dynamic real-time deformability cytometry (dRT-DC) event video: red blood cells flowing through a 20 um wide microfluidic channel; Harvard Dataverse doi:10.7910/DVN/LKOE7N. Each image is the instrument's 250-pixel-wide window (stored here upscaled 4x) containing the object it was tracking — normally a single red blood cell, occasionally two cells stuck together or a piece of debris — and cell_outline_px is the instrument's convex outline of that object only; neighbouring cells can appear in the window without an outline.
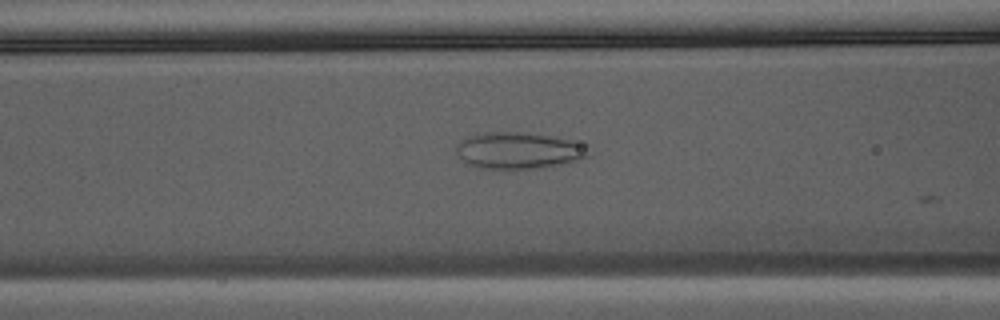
{"species": "Egyptian fruit bat (a non-hibernating species)", "species_latin": "Rousettus aegyptiacus", "temperature_condition": "warm", "stored_images_in_passage": 7, "camera_frame_rate_fps": 3000, "um_per_image_px": 0.085, "animal": {"sex": "male"}, "frame": {"image": 1, "passage_image": 5, "time_ms": 1.333, "image_size_px": [1000, 320], "cell_outline_px": [[588, 156], [576, 160], [544, 168], [480, 168], [464, 164], [456, 152], [456, 148], [460, 140], [468, 136], [484, 132], [528, 132], [568, 140], [576, 144]], "centroid_in_image_um": [43.9, 12.8], "position_along_channel_um": 122.7, "area_um2": 27.51}}